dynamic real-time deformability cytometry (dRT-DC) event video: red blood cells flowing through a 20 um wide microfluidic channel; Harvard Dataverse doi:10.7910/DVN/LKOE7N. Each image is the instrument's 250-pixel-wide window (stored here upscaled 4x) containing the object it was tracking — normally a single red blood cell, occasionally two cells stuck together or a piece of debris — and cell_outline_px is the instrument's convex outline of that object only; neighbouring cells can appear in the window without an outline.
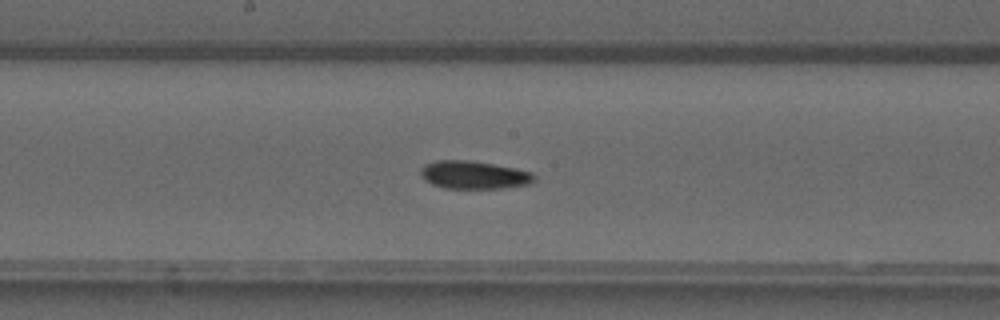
{"species": "common noctule bat (a hibernating species)", "species_latin": "Nyctalus noctula", "temperature_condition": "warm", "stored_images_in_passage": 52, "camera_frame_rate_fps": 3000, "um_per_image_px": 0.085, "animal": {"sex": "male", "forearm_length_mm": 52.5}, "frame": {"image": 1, "passage_image": 27, "time_ms": 8.667, "image_size_px": [1000, 320], "cell_outline_px": [[536, 180], [532, 184], [504, 188], [444, 188], [432, 184], [420, 172], [420, 168], [424, 164], [436, 160], [468, 160], [516, 168], [532, 172], [536, 176]], "centroid_in_image_um": [40.34, 14.87], "position_along_channel_um": 207.9, "area_um2": 18.55}}
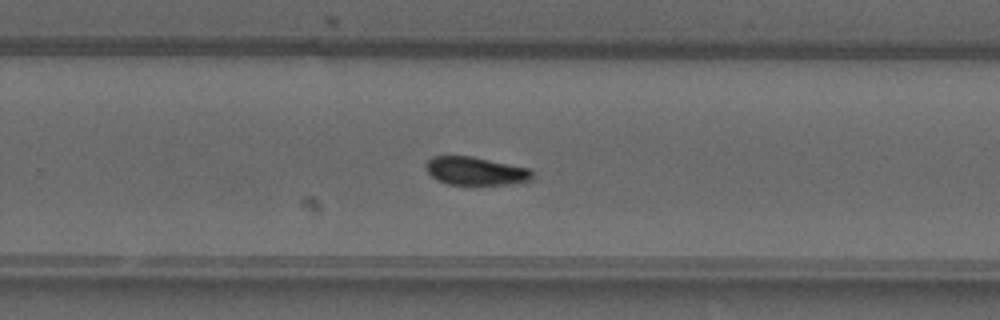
{"frame": {"image": 2, "passage_image": 33, "time_ms": 10.667, "image_size_px": [1000, 320], "cell_outline_px": [[532, 180], [512, 184], [472, 188], [448, 184], [436, 180], [428, 172], [424, 164], [432, 156], [472, 156], [532, 168]], "centroid_in_image_um": [40.45, 14.59], "position_along_channel_um": 289.3, "area_um2": 18.55}}
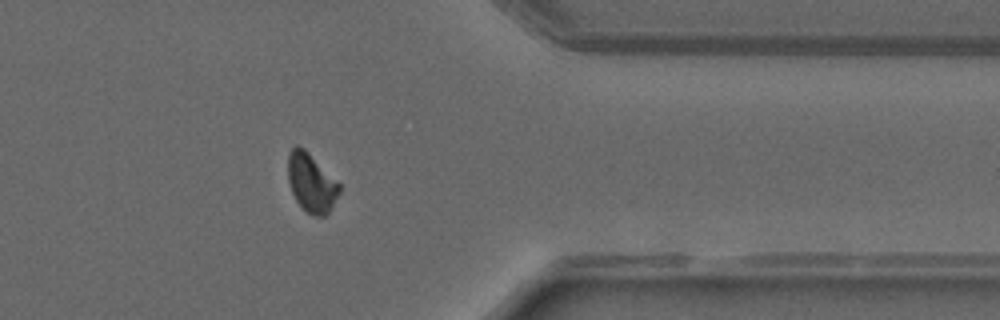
{"frame": {"image": 3, "passage_image": 41, "time_ms": 13.333, "image_size_px": [1000, 320], "cell_outline_px": [[340, 192], [328, 212], [324, 216], [312, 216], [300, 208], [292, 192], [288, 180], [288, 152], [296, 144], [304, 148], [340, 184]], "centroid_in_image_um": [26.44, 15.54], "position_along_channel_um": 385.0, "area_um2": 17.57}, "authors_computed_cell_mechanics": {"area_um2": 17.6868, "velocity_mm_per_s": 4.0994, "shape_relaxation_time_tau1_ms": 7.5158, "shape_relaxation_time_tau2_ms": 5.0435, "deformation_change_tau1": 0.1822, "deformation_change_tau2": 0.0722}}